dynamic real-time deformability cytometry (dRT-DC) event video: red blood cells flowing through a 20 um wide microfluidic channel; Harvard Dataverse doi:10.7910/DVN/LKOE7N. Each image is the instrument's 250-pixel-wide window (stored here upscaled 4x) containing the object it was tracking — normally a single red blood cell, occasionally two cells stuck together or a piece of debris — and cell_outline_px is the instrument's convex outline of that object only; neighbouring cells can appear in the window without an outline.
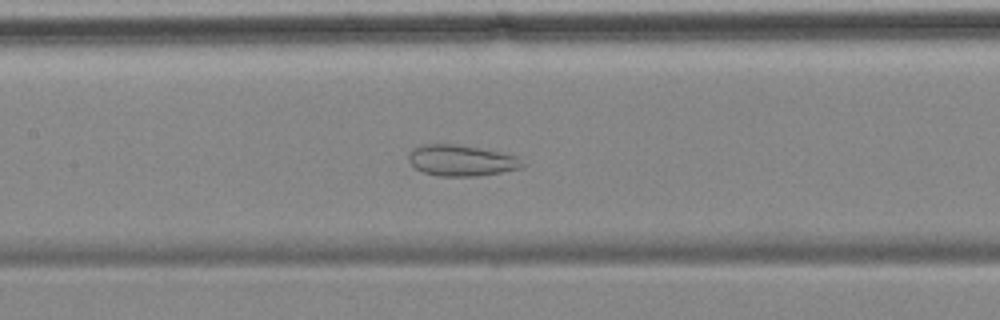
{"species": "common noctule bat (a hibernating species)", "species_latin": "Nyctalus noctula", "temperature_condition": "cold", "stored_images_in_passage": 56, "camera_frame_rate_fps": 3000, "um_per_image_px": 0.085, "animal": {"sex": "female", "body_mass_g": 18.4}, "frame": {"image": 1, "passage_image": 25, "time_ms": 8.0, "image_size_px": [1000, 320], "cell_outline_px": [[524, 164], [520, 168], [480, 176], [440, 176], [424, 172], [416, 168], [408, 160], [408, 156], [412, 148], [424, 144], [456, 144], [516, 156]], "centroid_in_image_um": [39.16, 13.64], "position_along_channel_um": 168.2, "area_um2": 20.17}, "authors_computed_cell_mechanics": {"area_um2": 28.1775, "velocity_mm_per_s": 3.476, "shape_relaxation_time_tau1_ms": null, "shape_relaxation_time_tau2_ms": 1.6928, "deformation_change_tau1": null, "deformation_change_tau2": 0.0752}}